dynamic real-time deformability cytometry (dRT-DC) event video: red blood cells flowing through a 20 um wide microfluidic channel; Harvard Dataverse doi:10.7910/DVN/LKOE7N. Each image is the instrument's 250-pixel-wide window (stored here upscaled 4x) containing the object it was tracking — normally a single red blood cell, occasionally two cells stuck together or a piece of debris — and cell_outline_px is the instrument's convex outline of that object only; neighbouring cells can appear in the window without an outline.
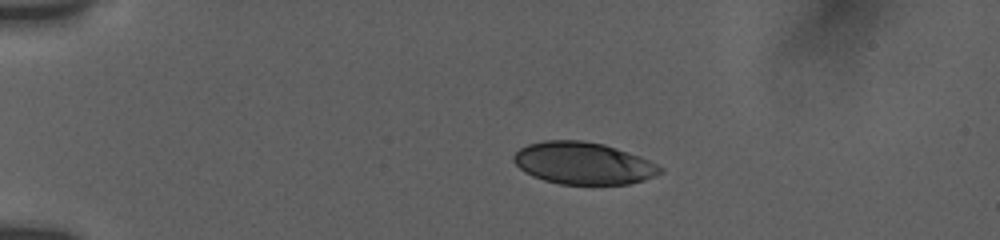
{"species": "human", "species_latin": "Homo sapiens", "temperature_condition": "room temperature", "stored_images_in_passage": 44, "camera_frame_rate_fps": 3000, "um_per_image_px": 0.085, "donor": {"sex": "female"}, "frame": {"image": 1, "passage_image": 1, "time_ms": 0.0, "image_size_px": [1000, 240], "cell_outline_px": [[664, 172], [656, 176], [644, 180], [628, 184], [560, 184], [544, 180], [532, 176], [524, 172], [512, 160], [512, 156], [520, 148], [528, 144], [544, 140], [584, 140], [604, 144], [640, 156], [664, 168]], "centroid_in_image_um": [49.58, 13.87], "position_along_channel_um": 35.4, "area_um2": 36.13}}
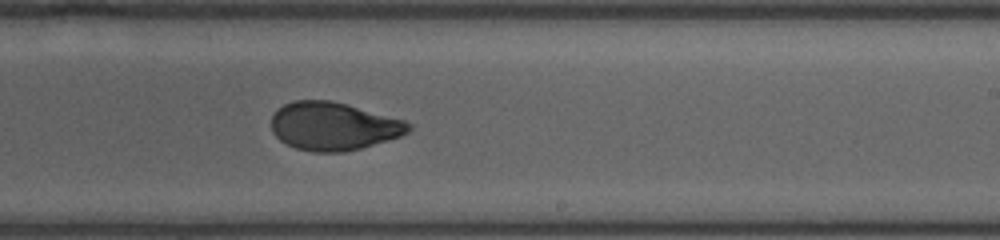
{"frame": {"image": 2, "passage_image": 24, "time_ms": 7.667, "image_size_px": [1000, 240], "cell_outline_px": [[412, 128], [408, 132], [400, 136], [360, 148], [344, 152], [312, 152], [296, 148], [280, 140], [272, 132], [272, 116], [284, 104], [292, 100], [332, 100], [348, 104], [404, 120], [412, 124]], "centroid_in_image_um": [28.35, 10.72], "position_along_channel_um": 260.7, "area_um2": 38.38}}
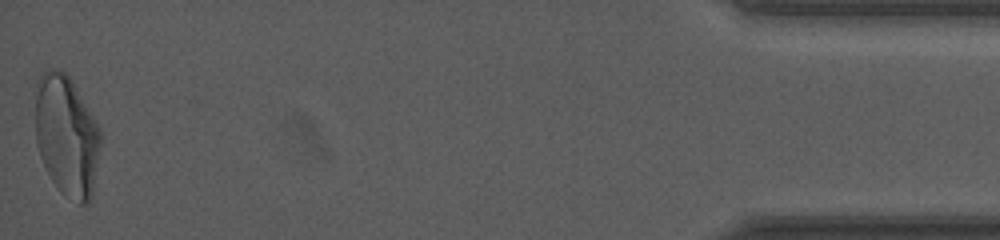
{"frame": {"image": 3, "passage_image": 44, "time_ms": 14.333, "image_size_px": [1000, 240], "cell_outline_px": [[100, 144], [92, 196], [88, 204], [80, 204], [64, 196], [60, 192], [52, 180], [40, 156], [36, 144], [36, 80], [40, 72], [44, 68], [60, 68], [72, 80], [100, 128]], "centroid_in_image_um": [5.65, 11.5], "position_along_channel_um": 429.6, "area_um2": 46.24}, "authors_computed_cell_mechanics": {"area_um2": 38.9861, "velocity_mm_per_s": 3.7649, "shape_relaxation_time_tau1_ms": 5.0946, "shape_relaxation_time_tau2_ms": 1.3042, "deformation_change_tau1": 0.1832, "deformation_change_tau2": 0.0592}}